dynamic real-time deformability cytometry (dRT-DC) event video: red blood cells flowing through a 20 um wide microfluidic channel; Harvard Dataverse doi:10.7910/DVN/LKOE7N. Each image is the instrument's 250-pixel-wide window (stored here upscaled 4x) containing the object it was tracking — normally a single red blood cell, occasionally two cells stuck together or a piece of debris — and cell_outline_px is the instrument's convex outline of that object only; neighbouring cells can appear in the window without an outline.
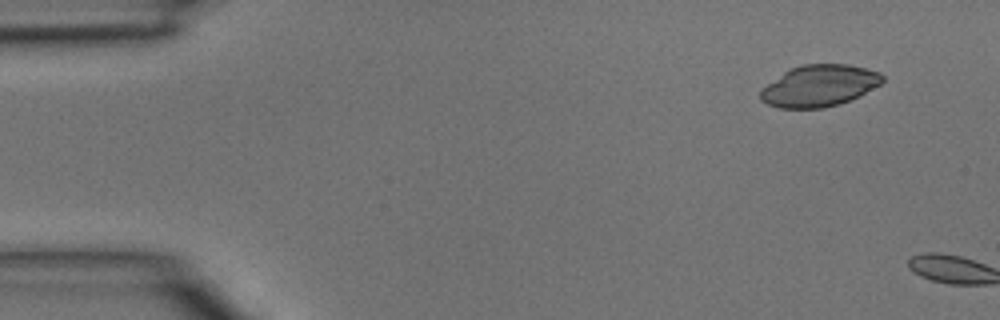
{"species": "common noctule bat (a hibernating species)", "species_latin": "Nyctalus noctula", "temperature_condition": "room temperature", "stored_images_in_passage": 2, "camera_frame_rate_fps": 3000, "um_per_image_px": 0.085, "animal": {"sex": "male", "body_mass_g": 15.6}, "frame": {"image": 1, "passage_image": 1, "time_ms": 0.0, "image_size_px": [1000, 320], "cell_outline_px": [[884, 80], [880, 84], [860, 96], [840, 104], [820, 108], [780, 108], [768, 104], [760, 100], [760, 92], [768, 84], [784, 72], [800, 64], [848, 64], [880, 72], [884, 76]], "centroid_in_image_um": [69.67, 7.29], "position_along_channel_um": 15.3, "area_um2": 29.42}}